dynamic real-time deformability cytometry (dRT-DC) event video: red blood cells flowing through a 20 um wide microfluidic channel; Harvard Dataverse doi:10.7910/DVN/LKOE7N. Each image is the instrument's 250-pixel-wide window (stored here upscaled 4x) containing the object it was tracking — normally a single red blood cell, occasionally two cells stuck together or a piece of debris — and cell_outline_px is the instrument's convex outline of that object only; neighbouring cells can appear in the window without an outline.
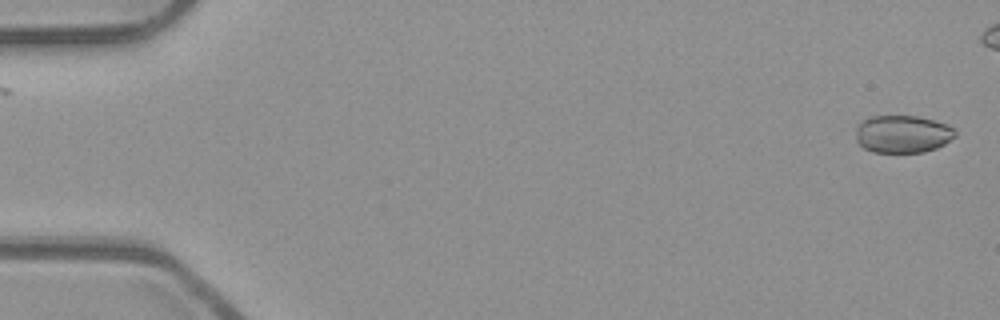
{"species": "common noctule bat (a hibernating species)", "species_latin": "Nyctalus noctula", "temperature_condition": "room temperature", "stored_images_in_passage": 46, "camera_frame_rate_fps": 3000, "um_per_image_px": 0.085, "animal": {"sex": "male", "body_mass_g": 23.1, "forearm_length_mm": 52.7}, "frame": {"image": 1, "passage_image": 1, "time_ms": 0.0, "image_size_px": [1000, 320], "cell_outline_px": [[956, 136], [944, 144], [936, 148], [924, 152], [872, 152], [864, 148], [856, 140], [856, 128], [864, 120], [872, 116], [916, 116], [948, 124], [956, 132]], "centroid_in_image_um": [76.73, 11.4], "position_along_channel_um": 8.3, "area_um2": 21.68}}
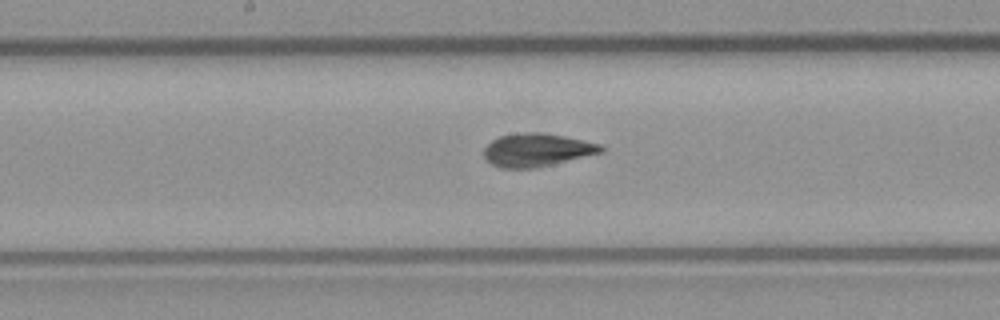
{"frame": {"image": 2, "passage_image": 27, "time_ms": 8.667, "image_size_px": [1000, 320], "cell_outline_px": [[604, 152], [536, 168], [500, 168], [492, 164], [484, 156], [484, 148], [492, 140], [500, 136], [528, 132], [536, 132], [564, 136], [600, 144], [604, 148]], "centroid_in_image_um": [45.64, 12.76], "position_along_channel_um": 202.6, "area_um2": 22.37}}
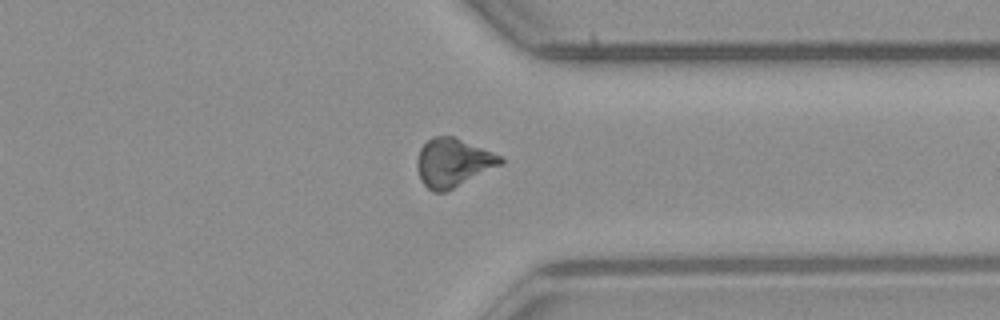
{"frame": {"image": 3, "passage_image": 40, "time_ms": 13.0, "image_size_px": [1000, 320], "cell_outline_px": [[504, 164], [448, 192], [432, 192], [420, 180], [416, 168], [416, 160], [420, 148], [432, 136], [452, 136], [500, 156], [504, 160]], "centroid_in_image_um": [38.48, 13.86], "position_along_channel_um": 372.9, "area_um2": 23.76}, "authors_computed_cell_mechanics": {"area_um2": 22.4553, "velocity_mm_per_s": 3.986, "shape_relaxation_time_tau1_ms": null, "shape_relaxation_time_tau2_ms": 1.1235, "deformation_change_tau1": null, "deformation_change_tau2": 0.038}}